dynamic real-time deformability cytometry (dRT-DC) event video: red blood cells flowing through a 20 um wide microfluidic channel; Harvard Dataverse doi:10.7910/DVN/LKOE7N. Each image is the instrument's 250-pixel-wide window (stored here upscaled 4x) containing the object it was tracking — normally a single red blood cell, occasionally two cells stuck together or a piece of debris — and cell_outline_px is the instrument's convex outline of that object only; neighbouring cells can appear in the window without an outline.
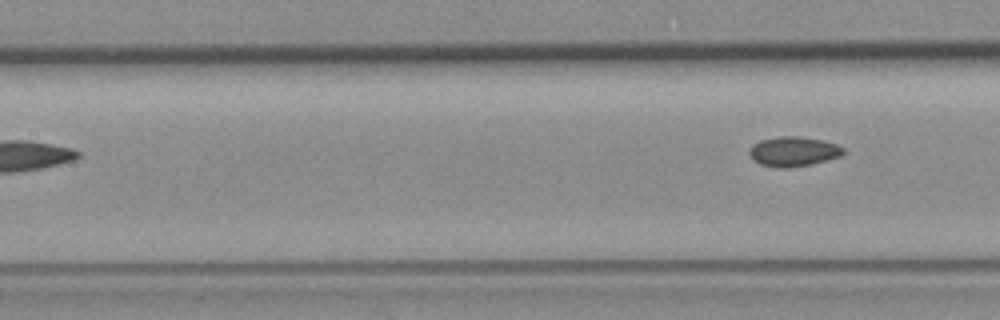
{"species": "common noctule bat (a hibernating species)", "species_latin": "Nyctalus noctula", "temperature_condition": "room temperature", "stored_images_in_passage": 4, "camera_frame_rate_fps": 3000, "um_per_image_px": 0.085, "animal": {"sex": "female", "body_mass_g": 19.3, "forearm_length_mm": 54.1}, "frame": {"image": 1, "passage_image": 4, "time_ms": 3.667, "image_size_px": [1000, 320], "cell_outline_px": [[844, 152], [840, 156], [828, 160], [812, 164], [788, 168], [776, 168], [760, 164], [752, 160], [748, 152], [752, 144], [760, 140], [780, 136], [800, 136], [824, 140], [836, 144], [844, 148]], "centroid_in_image_um": [67.42, 12.88], "position_along_channel_um": 140.0, "area_um2": 16.53}}